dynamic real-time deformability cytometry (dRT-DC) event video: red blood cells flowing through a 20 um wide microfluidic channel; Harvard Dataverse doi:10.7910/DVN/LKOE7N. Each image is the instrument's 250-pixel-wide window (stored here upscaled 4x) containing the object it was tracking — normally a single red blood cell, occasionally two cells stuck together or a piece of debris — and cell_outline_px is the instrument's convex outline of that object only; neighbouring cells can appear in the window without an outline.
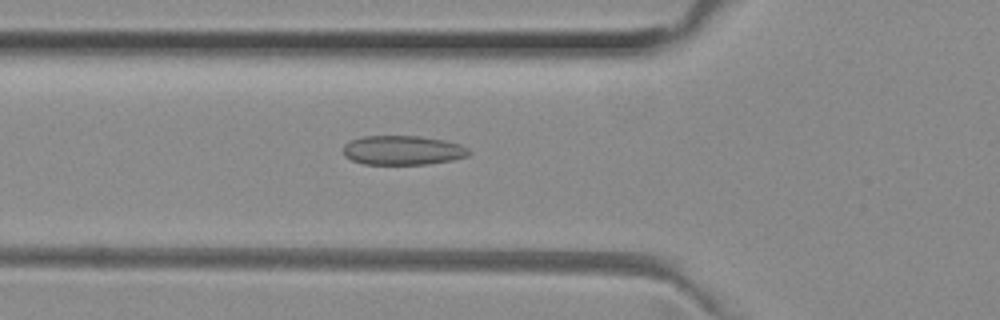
{"species": "common noctule bat (a hibernating species)", "species_latin": "Nyctalus noctula", "temperature_condition": "room temperature", "stored_images_in_passage": 31, "camera_frame_rate_fps": 3000, "um_per_image_px": 0.085, "animal": {"sex": "female", "body_mass_g": 29.2, "forearm_length_mm": 56.3}, "frame": {"image": 1, "passage_image": 4, "time_ms": 1.0, "image_size_px": [1000, 320], "cell_outline_px": [[472, 152], [468, 156], [452, 160], [428, 164], [364, 164], [352, 160], [344, 156], [344, 144], [348, 140], [360, 136], [420, 136], [444, 140], [460, 144], [468, 148]], "centroid_in_image_um": [34.23, 12.76], "position_along_channel_um": 91.6, "area_um2": 21.68}}
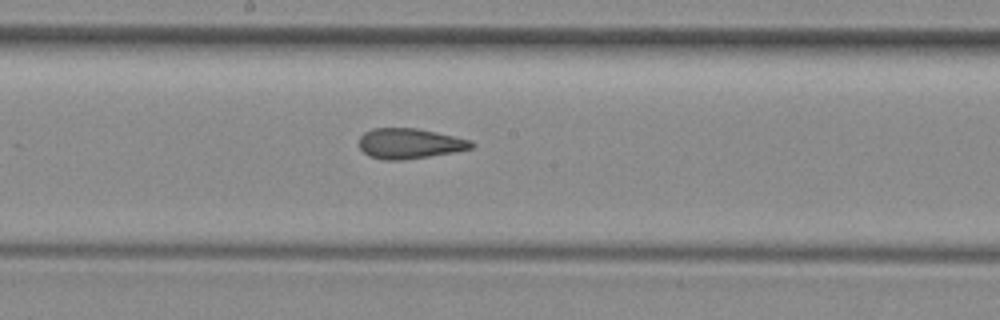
{"frame": {"image": 2, "passage_image": 13, "time_ms": 4.0, "image_size_px": [1000, 320], "cell_outline_px": [[476, 144], [472, 148], [452, 152], [404, 160], [384, 160], [368, 156], [360, 148], [360, 136], [364, 132], [372, 128], [416, 128], [436, 132], [472, 140]], "centroid_in_image_um": [34.81, 12.19], "position_along_channel_um": 213.4, "area_um2": 19.83}}
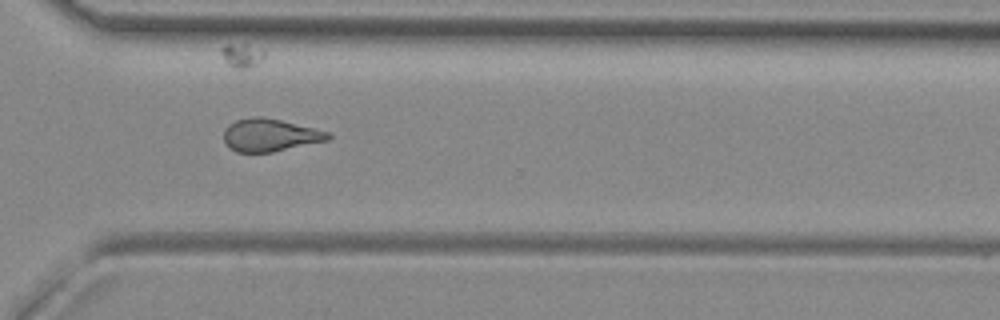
{"frame": {"image": 3, "passage_image": 23, "time_ms": 7.333, "image_size_px": [1000, 320], "cell_outline_px": [[332, 136], [328, 140], [272, 152], [236, 152], [224, 140], [224, 128], [228, 124], [236, 120], [252, 116], [264, 116], [332, 132]], "centroid_in_image_um": [22.97, 11.46], "position_along_channel_um": 347.6, "area_um2": 19.94}, "authors_computed_cell_mechanics": {"area_um2": 19.941, "velocity_mm_per_s": 4.0398, "shape_relaxation_time_tau1_ms": null, "shape_relaxation_time_tau2_ms": 2.5226, "deformation_change_tau1": null, "deformation_change_tau2": 0.0962}}